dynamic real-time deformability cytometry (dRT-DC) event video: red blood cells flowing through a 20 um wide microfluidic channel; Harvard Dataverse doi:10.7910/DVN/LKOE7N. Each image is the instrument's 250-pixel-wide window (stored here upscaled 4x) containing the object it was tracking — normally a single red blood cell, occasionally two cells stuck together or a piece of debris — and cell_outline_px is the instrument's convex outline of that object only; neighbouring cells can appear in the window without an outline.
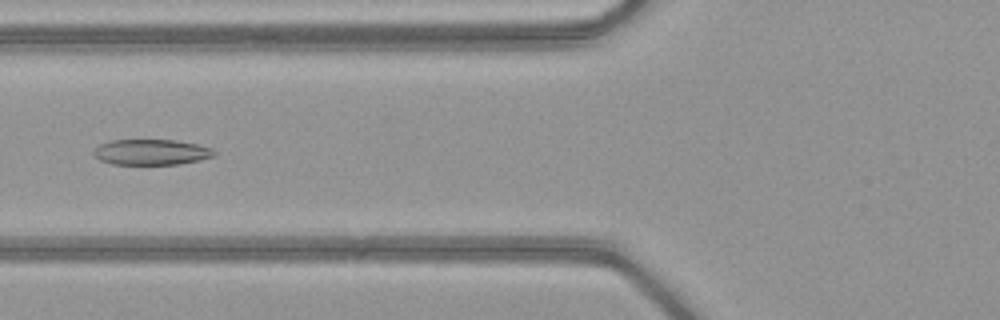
{"species": "common noctule bat (a hibernating species)", "species_latin": "Nyctalus noctula", "temperature_condition": "warm", "stored_images_in_passage": 34, "camera_frame_rate_fps": 3000, "um_per_image_px": 0.085, "animal": {"sex": "female", "body_mass_g": 21.9}, "frame": {"image": 1, "passage_image": 4, "time_ms": 1.0, "image_size_px": [1000, 320], "cell_outline_px": [[216, 152], [212, 156], [200, 160], [180, 164], [112, 164], [100, 160], [92, 152], [100, 144], [112, 140], [176, 140], [200, 144], [212, 148]], "centroid_in_image_um": [12.89, 12.92], "position_along_channel_um": 112.9, "area_um2": 17.98}}
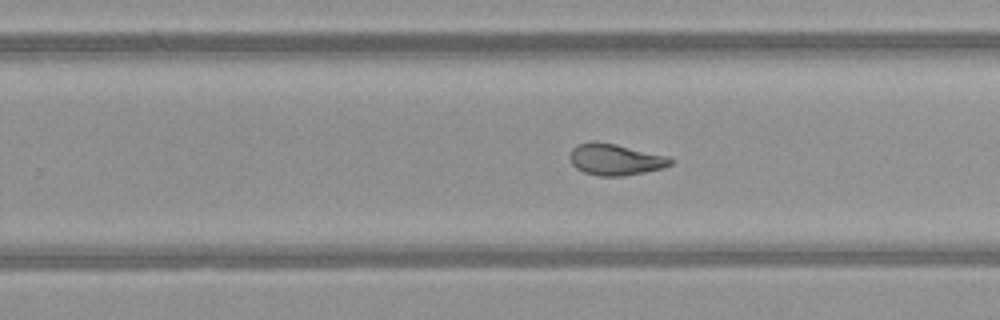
{"frame": {"image": 2, "passage_image": 16, "time_ms": 5.0, "image_size_px": [1000, 320], "cell_outline_px": [[672, 164], [664, 168], [624, 176], [600, 176], [584, 172], [576, 168], [572, 164], [568, 156], [572, 148], [580, 144], [592, 140], [596, 140], [616, 144], [668, 156], [672, 160]], "centroid_in_image_um": [52.28, 13.55], "position_along_channel_um": 277.5, "area_um2": 18.55}}
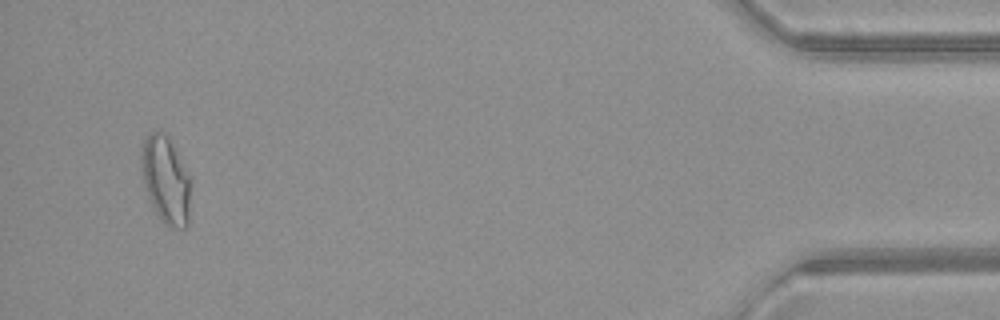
{"frame": {"image": 3, "passage_image": 32, "time_ms": 10.333, "image_size_px": [1000, 320], "cell_outline_px": [[188, 224], [184, 228], [172, 228], [164, 224], [156, 212], [152, 204], [144, 180], [140, 156], [144, 140], [152, 132], [160, 132], [168, 140], [188, 176]], "centroid_in_image_um": [14.06, 15.36], "position_along_channel_um": 421.1, "area_um2": 23.47}, "authors_computed_cell_mechanics": {"area_um2": 18.6694, "velocity_mm_per_s": 4.1045, "shape_relaxation_time_tau1_ms": 7.436, "shape_relaxation_time_tau2_ms": 1.5776, "deformation_change_tau1": 0.1938, "deformation_change_tau2": 0.0698}}